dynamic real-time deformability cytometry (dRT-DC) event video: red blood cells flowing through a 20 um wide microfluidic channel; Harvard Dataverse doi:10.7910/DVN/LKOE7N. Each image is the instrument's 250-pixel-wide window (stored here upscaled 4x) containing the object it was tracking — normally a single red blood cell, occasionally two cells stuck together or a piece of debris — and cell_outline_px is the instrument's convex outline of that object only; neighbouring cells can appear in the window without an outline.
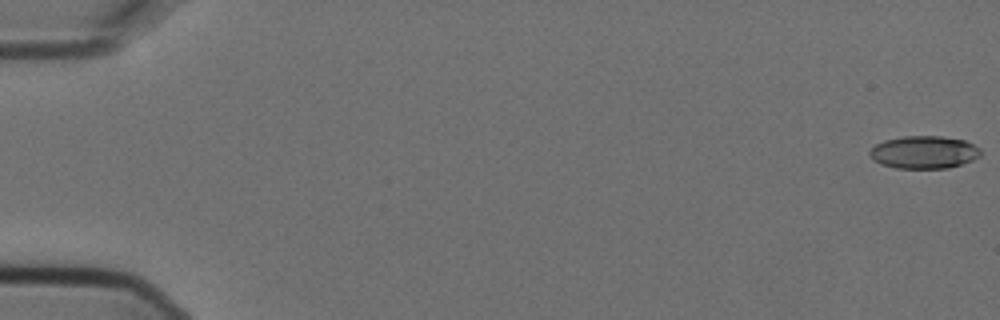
{"species": "Egyptian fruit bat (a non-hibernating species)", "species_latin": "Rousettus aegyptiacus", "temperature_condition": "cold", "stored_images_in_passage": 5, "camera_frame_rate_fps": 3000, "um_per_image_px": 0.085, "animal": {"sex": "female"}, "frame": {"image": 1, "passage_image": 1, "time_ms": 0.0, "image_size_px": [1000, 320], "cell_outline_px": [[980, 156], [972, 160], [948, 168], [896, 168], [880, 164], [872, 160], [868, 152], [876, 144], [884, 140], [904, 136], [940, 136], [964, 140], [980, 148]], "centroid_in_image_um": [78.5, 12.94], "position_along_channel_um": 6.5, "area_um2": 21.1}}
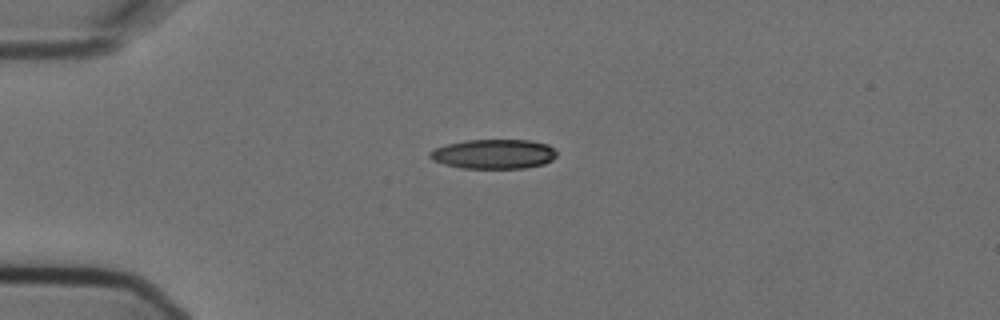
{"frame": {"image": 2, "passage_image": 5, "time_ms": 1.333, "image_size_px": [1000, 320], "cell_outline_px": [[556, 156], [552, 160], [544, 164], [524, 168], [464, 168], [444, 164], [432, 160], [428, 156], [428, 152], [444, 144], [464, 140], [532, 140], [548, 144], [556, 152]], "centroid_in_image_um": [41.95, 13.08], "position_along_channel_um": 43.1, "area_um2": 21.96}}